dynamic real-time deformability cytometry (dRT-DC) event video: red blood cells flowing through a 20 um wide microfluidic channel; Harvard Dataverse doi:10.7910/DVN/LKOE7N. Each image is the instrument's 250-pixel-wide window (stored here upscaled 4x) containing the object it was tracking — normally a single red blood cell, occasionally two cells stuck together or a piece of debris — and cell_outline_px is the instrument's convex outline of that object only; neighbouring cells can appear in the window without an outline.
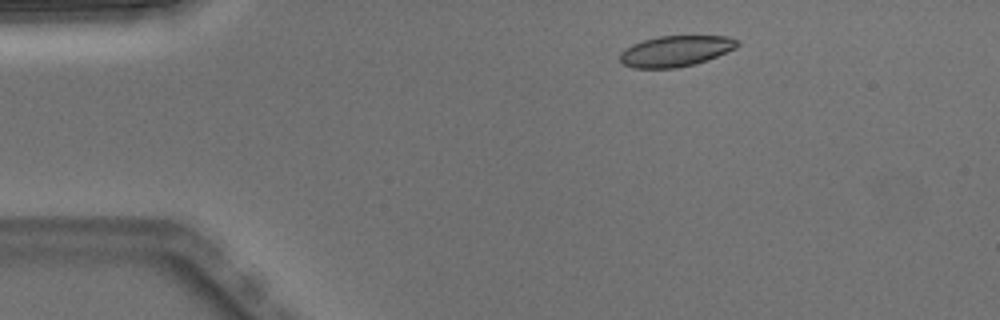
{"species": "Egyptian fruit bat (a non-hibernating species)", "species_latin": "Rousettus aegyptiacus", "temperature_condition": "warm", "stored_images_in_passage": 5, "camera_frame_rate_fps": 3000, "um_per_image_px": 0.085, "animal": {"sex": "male"}, "frame": {"image": 1, "passage_image": 2, "time_ms": 0.333, "image_size_px": [1000, 320], "cell_outline_px": [[740, 44], [736, 48], [708, 60], [696, 64], [676, 68], [632, 68], [624, 64], [620, 60], [620, 52], [624, 48], [632, 44], [644, 40], [660, 36], [728, 36], [740, 40]], "centroid_in_image_um": [57.45, 4.34], "position_along_channel_um": 27.5, "area_um2": 21.27}}
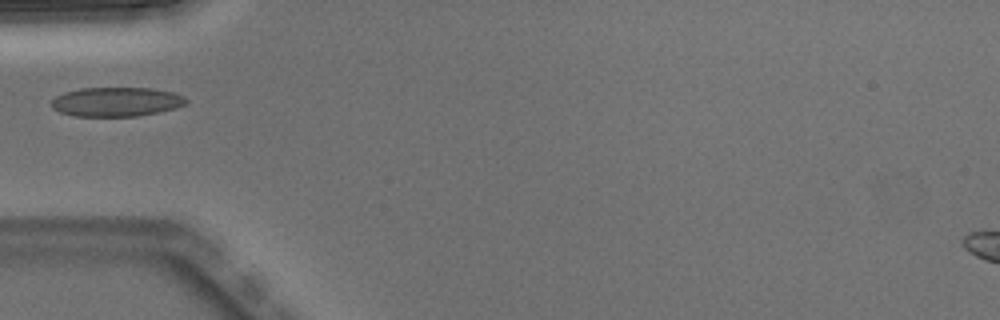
{"frame": {"image": 2, "passage_image": 4, "time_ms": 1.0, "image_size_px": [1000, 320], "cell_outline_px": [[188, 100], [184, 104], [176, 108], [136, 116], [72, 116], [60, 112], [52, 108], [52, 100], [56, 96], [64, 92], [80, 88], [152, 88], [172, 92], [184, 96]], "centroid_in_image_um": [9.87, 8.65], "position_along_channel_um": 75.1, "area_um2": 22.89}}